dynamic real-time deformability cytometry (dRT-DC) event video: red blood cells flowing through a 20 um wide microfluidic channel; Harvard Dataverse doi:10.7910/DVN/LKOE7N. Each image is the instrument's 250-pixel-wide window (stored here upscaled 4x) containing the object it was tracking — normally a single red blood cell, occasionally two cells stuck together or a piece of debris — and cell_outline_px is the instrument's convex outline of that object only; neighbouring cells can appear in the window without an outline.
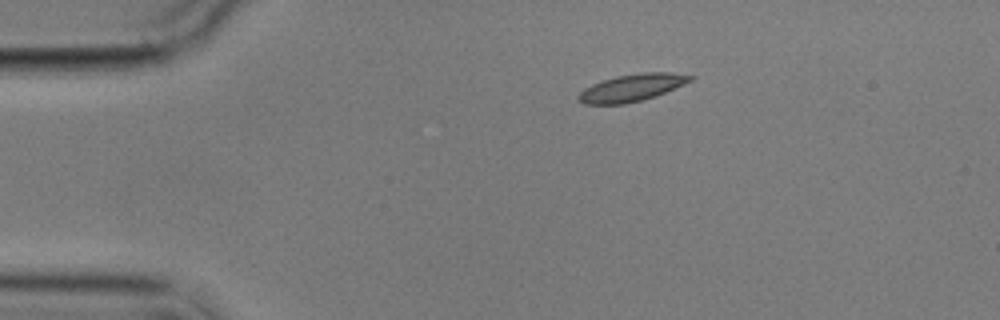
{"species": "common noctule bat (a hibernating species)", "species_latin": "Nyctalus noctula", "temperature_condition": "cold", "stored_images_in_passage": 5, "camera_frame_rate_fps": 3000, "um_per_image_px": 0.085, "animal": {"sex": "male", "body_mass_g": 17.9}, "frame": {"image": 1, "passage_image": 1, "time_ms": 0.0, "image_size_px": [1000, 320], "cell_outline_px": [[696, 76], [692, 80], [684, 84], [656, 96], [624, 104], [584, 104], [576, 96], [584, 88], [592, 84], [616, 76], [640, 72], [672, 72]], "centroid_in_image_um": [53.72, 7.44], "position_along_channel_um": 31.3, "area_um2": 17.69}}
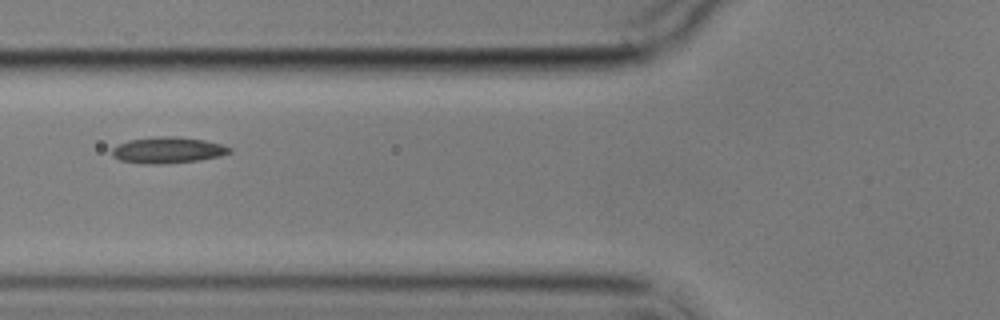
{"frame": {"image": 2, "passage_image": 4, "time_ms": 3.667, "image_size_px": [1000, 320], "cell_outline_px": [[232, 152], [220, 156], [200, 160], [160, 164], [148, 164], [120, 160], [112, 156], [112, 148], [116, 144], [128, 140], [160, 136], [176, 136], [204, 140], [220, 144], [232, 148]], "centroid_in_image_um": [14.25, 12.76], "position_along_channel_um": 111.6, "area_um2": 17.98}}
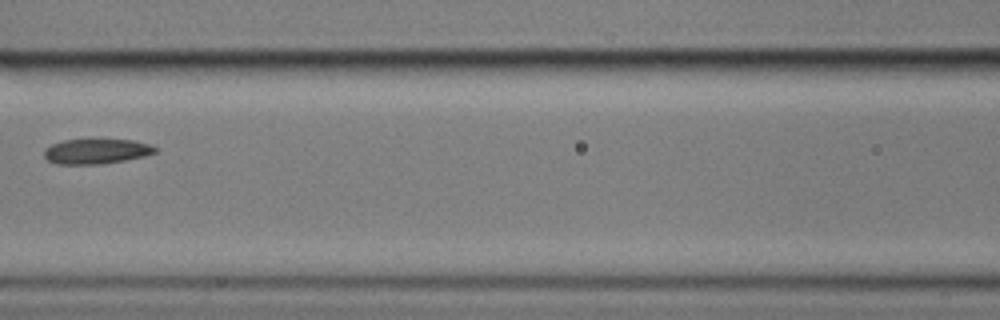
{"frame": {"image": 3, "passage_image": 5, "time_ms": 5.0, "image_size_px": [1000, 320], "cell_outline_px": [[156, 152], [144, 156], [124, 160], [100, 164], [56, 164], [48, 160], [44, 156], [44, 148], [52, 144], [64, 140], [132, 140], [148, 144], [156, 148]], "centroid_in_image_um": [8.14, 12.87], "position_along_channel_um": 158.5, "area_um2": 15.95}}